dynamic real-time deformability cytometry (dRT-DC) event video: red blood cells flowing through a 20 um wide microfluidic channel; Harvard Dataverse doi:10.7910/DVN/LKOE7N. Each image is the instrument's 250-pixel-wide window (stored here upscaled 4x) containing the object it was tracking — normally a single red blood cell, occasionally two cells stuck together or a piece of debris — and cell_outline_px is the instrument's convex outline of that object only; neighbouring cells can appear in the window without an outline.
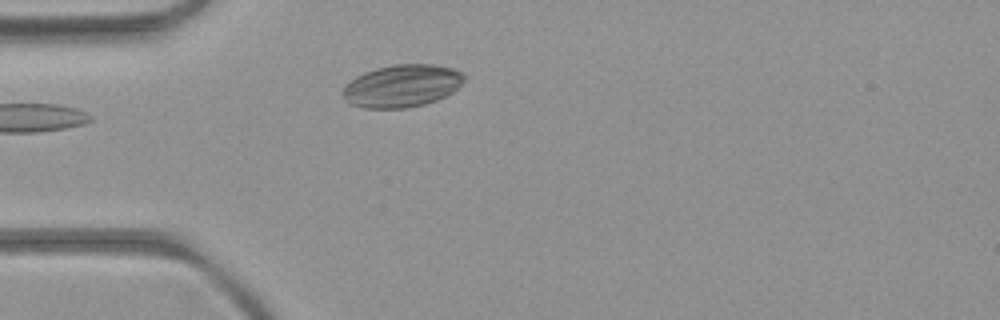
{"species": "common noctule bat (a hibernating species)", "species_latin": "Nyctalus noctula", "temperature_condition": "room temperature", "stored_images_in_passage": 3, "camera_frame_rate_fps": 3000, "um_per_image_px": 0.085, "animal": {"sex": "female", "body_mass_g": 21.9}, "frame": {"image": 1, "passage_image": 3, "time_ms": 2.0, "image_size_px": [1000, 320], "cell_outline_px": [[464, 80], [452, 92], [436, 100], [424, 104], [404, 108], [364, 108], [348, 104], [344, 100], [340, 92], [344, 84], [356, 76], [364, 72], [376, 68], [392, 64], [432, 64], [452, 68], [464, 72]], "centroid_in_image_um": [34.1, 7.29], "position_along_channel_um": 50.9, "area_um2": 30.35}}